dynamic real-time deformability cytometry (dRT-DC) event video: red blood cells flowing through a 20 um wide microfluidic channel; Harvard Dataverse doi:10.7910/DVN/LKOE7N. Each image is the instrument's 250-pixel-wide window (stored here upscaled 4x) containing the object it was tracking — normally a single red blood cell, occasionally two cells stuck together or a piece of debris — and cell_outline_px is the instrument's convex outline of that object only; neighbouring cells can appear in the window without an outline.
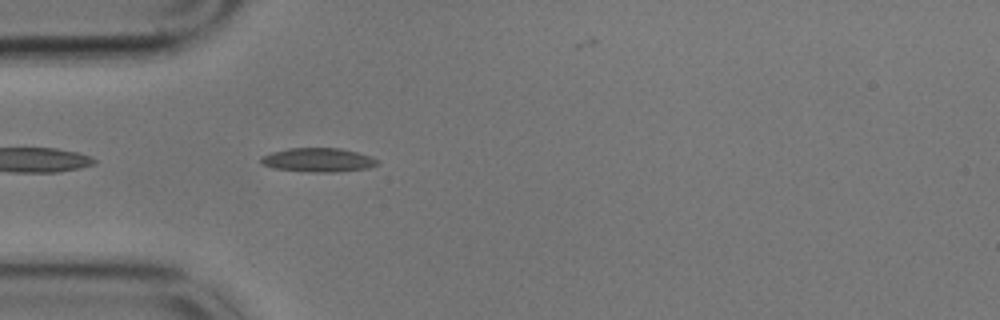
{"species": "common noctule bat (a hibernating species)", "species_latin": "Nyctalus noctula", "temperature_condition": "cold", "stored_images_in_passage": 44, "camera_frame_rate_fps": 3000, "um_per_image_px": 0.085, "animal": {"sex": "male", "body_mass_g": 17.9}, "frame": {"image": 1, "passage_image": 3, "time_ms": 0.667, "image_size_px": [1000, 320], "cell_outline_px": [[380, 164], [368, 168], [336, 172], [312, 172], [272, 168], [264, 164], [260, 160], [260, 156], [272, 152], [288, 148], [340, 148], [372, 156], [380, 160]], "centroid_in_image_um": [27.08, 13.59], "position_along_channel_um": 57.9, "area_um2": 16.36}}
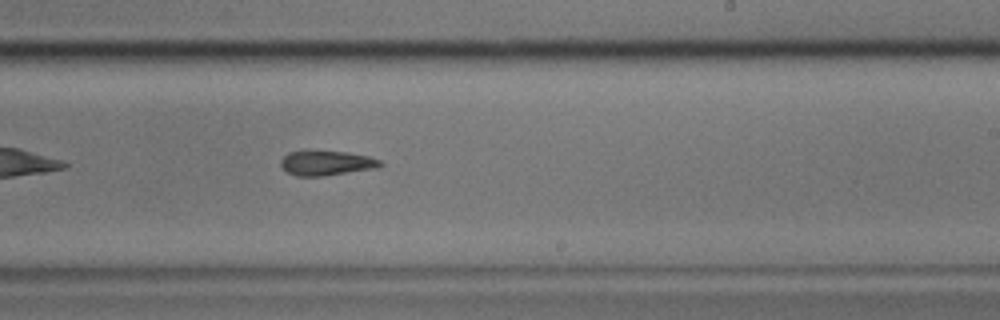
{"frame": {"image": 2, "passage_image": 21, "time_ms": 6.667, "image_size_px": [1000, 320], "cell_outline_px": [[384, 164], [376, 168], [324, 176], [296, 176], [288, 172], [280, 164], [280, 160], [288, 152], [348, 152], [368, 156], [380, 160]], "centroid_in_image_um": [27.77, 13.87], "position_along_channel_um": 261.2, "area_um2": 14.05}}
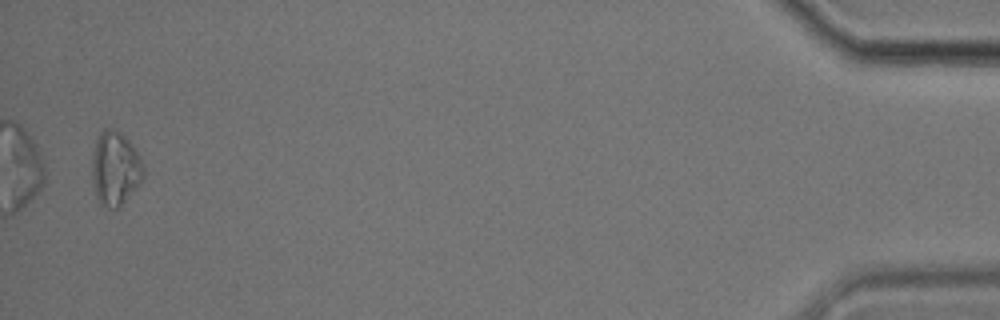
{"frame": {"image": 3, "passage_image": 43, "time_ms": 14.0, "image_size_px": [1000, 320], "cell_outline_px": [[144, 176], [120, 204], [116, 208], [108, 208], [100, 204], [96, 196], [92, 176], [92, 156], [96, 140], [100, 132], [104, 128], [116, 128], [132, 144], [140, 156], [144, 164]], "centroid_in_image_um": [9.78, 14.26], "position_along_channel_um": 425.4, "area_um2": 21.91}, "authors_computed_cell_mechanics": {"area_um2": 15.4615, "velocity_mm_per_s": 3.4295, "shape_relaxation_time_tau1_ms": 2.4596, "shape_relaxation_time_tau2_ms": null, "deformation_change_tau1": 0.1021, "deformation_change_tau2": null}}